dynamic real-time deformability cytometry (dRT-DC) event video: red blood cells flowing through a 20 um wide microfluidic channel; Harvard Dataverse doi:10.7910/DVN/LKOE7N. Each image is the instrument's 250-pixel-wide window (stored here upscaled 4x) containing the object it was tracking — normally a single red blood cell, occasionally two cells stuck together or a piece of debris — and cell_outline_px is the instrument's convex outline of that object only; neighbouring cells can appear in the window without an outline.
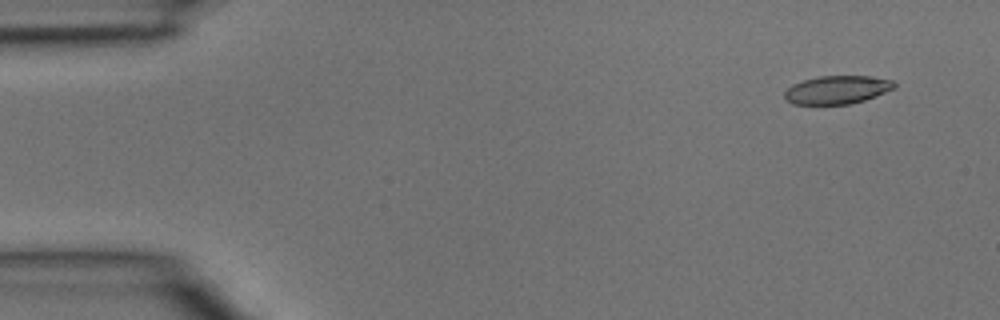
{"species": "common noctule bat (a hibernating species)", "species_latin": "Nyctalus noctula", "temperature_condition": "room temperature", "stored_images_in_passage": 3, "camera_frame_rate_fps": 3000, "um_per_image_px": 0.085, "animal": {"sex": "male", "body_mass_g": 15.6}, "frame": {"image": 1, "passage_image": 1, "time_ms": 0.0, "image_size_px": [1000, 320], "cell_outline_px": [[896, 88], [876, 96], [864, 100], [848, 104], [792, 104], [784, 96], [784, 92], [792, 84], [804, 80], [820, 76], [868, 76], [892, 80], [896, 84]], "centroid_in_image_um": [71.17, 7.63], "position_along_channel_um": 13.8, "area_um2": 17.98}}